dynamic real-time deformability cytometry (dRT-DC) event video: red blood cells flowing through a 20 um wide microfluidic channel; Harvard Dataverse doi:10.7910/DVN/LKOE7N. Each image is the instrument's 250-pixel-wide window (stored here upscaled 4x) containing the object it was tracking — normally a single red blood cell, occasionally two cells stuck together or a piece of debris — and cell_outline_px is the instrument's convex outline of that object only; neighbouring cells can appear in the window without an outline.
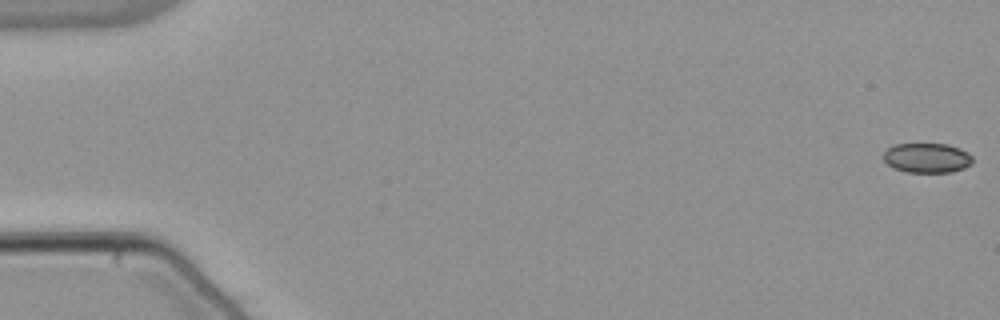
{"species": "common noctule bat (a hibernating species)", "species_latin": "Nyctalus noctula", "temperature_condition": "warm", "stored_images_in_passage": 55, "camera_frame_rate_fps": 3000, "um_per_image_px": 0.085, "animal": {"sex": "male", "body_mass_g": 21.5, "forearm_length_mm": 52.0}, "frame": {"image": 1, "passage_image": 1, "time_ms": 0.0, "image_size_px": [1000, 320], "cell_outline_px": [[972, 164], [964, 168], [952, 172], [908, 172], [892, 168], [884, 160], [884, 152], [888, 148], [896, 144], [948, 144], [960, 148], [968, 152], [972, 156]], "centroid_in_image_um": [78.82, 13.42], "position_along_channel_um": 6.2, "area_um2": 15.49}}
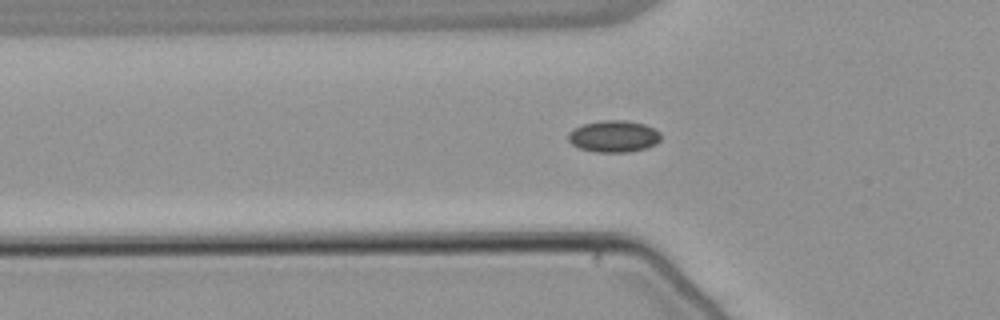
{"frame": {"image": 2, "passage_image": 19, "time_ms": 6.0, "image_size_px": [1000, 320], "cell_outline_px": [[660, 140], [656, 144], [644, 148], [628, 152], [596, 152], [580, 148], [572, 144], [568, 140], [568, 132], [572, 128], [580, 124], [600, 120], [624, 120], [644, 124], [660, 132]], "centroid_in_image_um": [52.12, 11.57], "position_along_channel_um": 73.7, "area_um2": 17.22}}
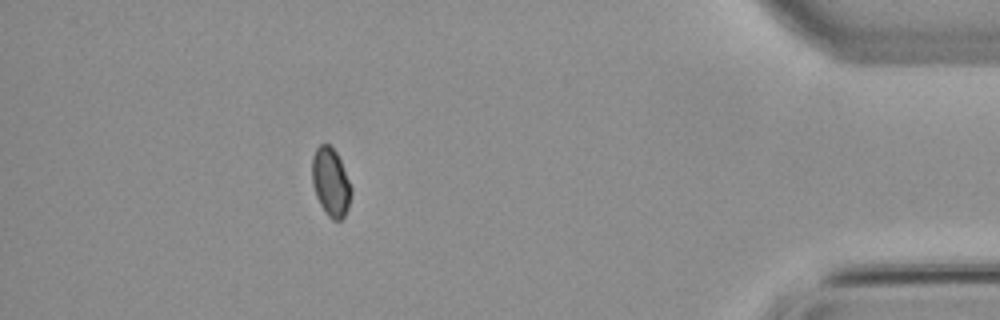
{"frame": {"image": 3, "passage_image": 49, "time_ms": 16.0, "image_size_px": [1000, 320], "cell_outline_px": [[352, 192], [348, 208], [344, 216], [340, 220], [332, 220], [328, 216], [320, 204], [316, 196], [312, 184], [312, 156], [316, 148], [320, 144], [328, 144], [336, 152], [340, 160], [352, 188]], "centroid_in_image_um": [28.1, 15.49], "position_along_channel_um": 407.1, "area_um2": 15.55}, "authors_computed_cell_mechanics": {"area_um2": 16.1262, "velocity_mm_per_s": 3.8308, "shape_relaxation_time_tau1_ms": null, "shape_relaxation_time_tau2_ms": 5.2395, "deformation_change_tau1": null, "deformation_change_tau2": 0.0599}}